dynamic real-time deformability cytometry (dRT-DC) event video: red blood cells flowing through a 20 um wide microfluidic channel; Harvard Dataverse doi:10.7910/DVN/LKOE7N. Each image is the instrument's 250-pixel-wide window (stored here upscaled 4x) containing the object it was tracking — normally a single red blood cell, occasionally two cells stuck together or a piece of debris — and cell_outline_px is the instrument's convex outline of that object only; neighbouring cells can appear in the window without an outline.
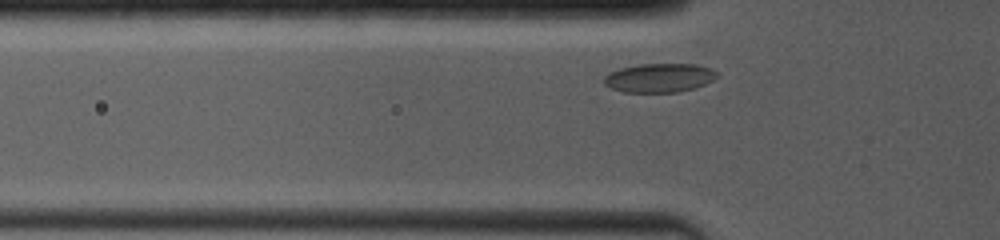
{"species": "common noctule bat (a hibernating species)", "species_latin": "Nyctalus noctula", "temperature_condition": "room temperature", "stored_images_in_passage": 14, "camera_frame_rate_fps": 4000, "um_per_image_px": 0.085, "animal": {"sex": "female", "body_mass_g": 19.0, "forearm_length_mm": 53.3}, "frame": {"image": 1, "passage_image": 5, "time_ms": 0.75, "image_size_px": [1000, 240], "cell_outline_px": [[720, 76], [696, 88], [680, 92], [624, 92], [612, 88], [604, 84], [604, 76], [608, 72], [620, 68], [636, 64], [696, 64], [712, 68]], "centroid_in_image_um": [56.05, 6.61], "position_along_channel_um": 69.7, "area_um2": 19.25}}
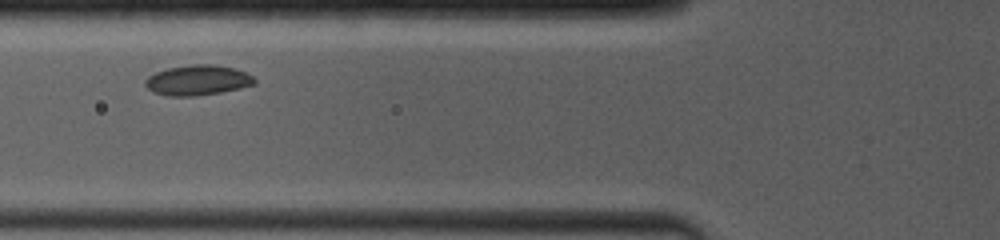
{"frame": {"image": 2, "passage_image": 9, "time_ms": 1.75, "image_size_px": [1000, 240], "cell_outline_px": [[256, 84], [240, 88], [220, 92], [196, 96], [168, 96], [152, 92], [144, 84], [144, 80], [148, 76], [156, 72], [168, 68], [188, 64], [216, 64], [236, 68], [252, 76], [256, 80]], "centroid_in_image_um": [16.79, 6.81], "position_along_channel_um": 109.0, "area_um2": 19.42}}
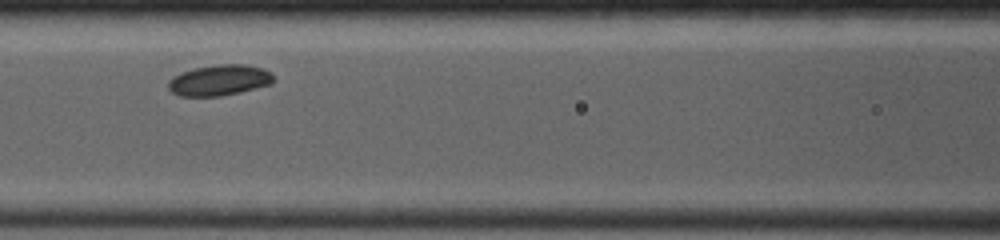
{"frame": {"image": 3, "passage_image": 13, "time_ms": 2.75, "image_size_px": [1000, 240], "cell_outline_px": [[276, 80], [272, 84], [220, 96], [180, 96], [172, 92], [168, 88], [168, 80], [172, 76], [180, 72], [192, 68], [216, 64], [244, 64], [264, 68]], "centroid_in_image_um": [18.61, 6.8], "position_along_channel_um": 148.0, "area_um2": 19.02}}